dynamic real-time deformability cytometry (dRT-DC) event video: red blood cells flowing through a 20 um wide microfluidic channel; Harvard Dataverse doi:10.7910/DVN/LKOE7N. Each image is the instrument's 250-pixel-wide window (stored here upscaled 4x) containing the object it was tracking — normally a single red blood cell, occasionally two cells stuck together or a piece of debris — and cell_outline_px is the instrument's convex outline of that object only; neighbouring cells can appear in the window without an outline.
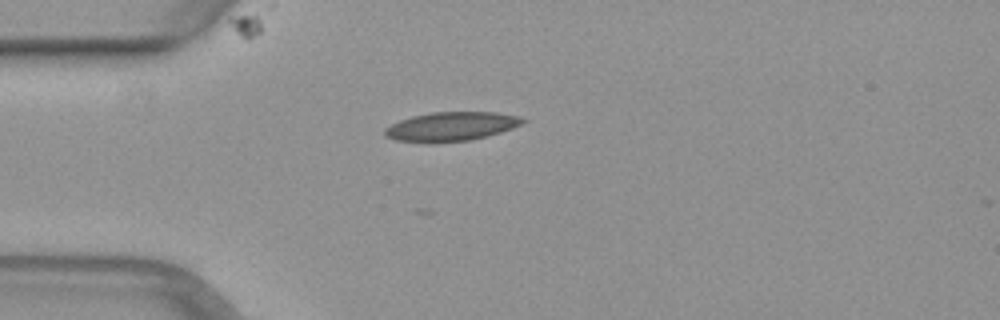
{"species": "common noctule bat (a hibernating species)", "species_latin": "Nyctalus noctula", "temperature_condition": "warm", "stored_images_in_passage": 39, "camera_frame_rate_fps": 3000, "um_per_image_px": 0.085, "animal": {"sex": "female", "body_mass_g": 29.2, "forearm_length_mm": 56.3}, "frame": {"image": 1, "passage_image": 1, "time_ms": 0.0, "image_size_px": [1000, 320], "cell_outline_px": [[528, 120], [512, 128], [488, 136], [472, 140], [432, 144], [428, 144], [392, 140], [384, 136], [384, 128], [400, 120], [412, 116], [432, 112], [496, 112], [520, 116]], "centroid_in_image_um": [38.31, 10.78], "position_along_channel_um": 46.7, "area_um2": 23.87}}
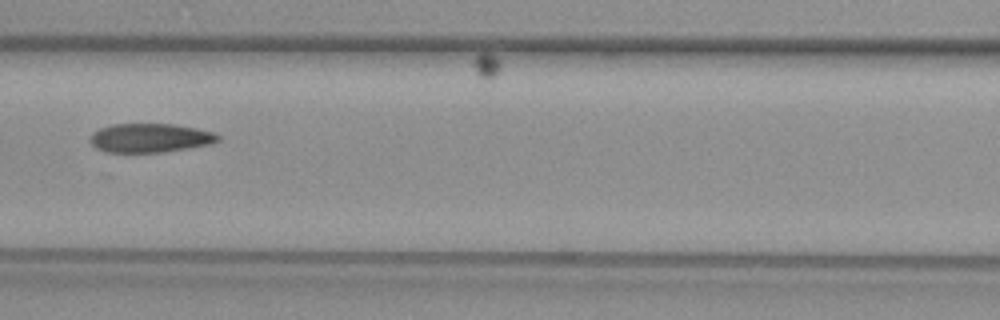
{"frame": {"image": 2, "passage_image": 10, "time_ms": 3.0, "image_size_px": [1000, 320], "cell_outline_px": [[220, 140], [212, 144], [188, 148], [160, 152], [104, 152], [96, 148], [88, 140], [92, 132], [100, 128], [112, 124], [172, 124], [196, 128], [216, 132], [220, 136]], "centroid_in_image_um": [12.76, 11.72], "position_along_channel_um": 153.8, "area_um2": 21.73}}
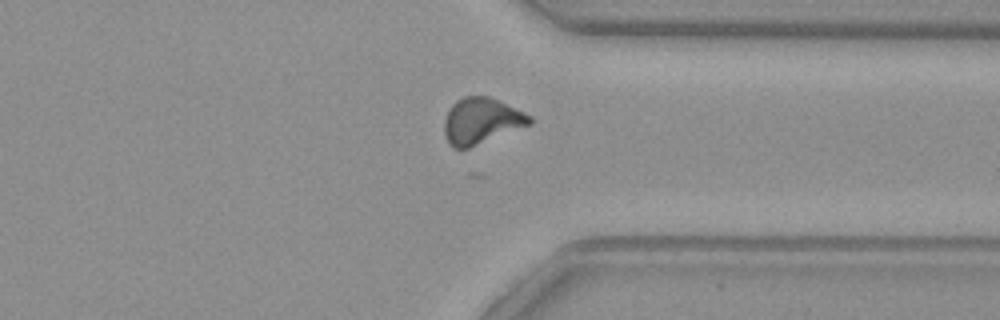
{"frame": {"image": 3, "passage_image": 26, "time_ms": 8.333, "image_size_px": [1000, 320], "cell_outline_px": [[532, 124], [468, 148], [452, 148], [448, 144], [444, 136], [444, 120], [448, 108], [456, 100], [464, 96], [488, 96], [524, 112], [532, 116]], "centroid_in_image_um": [40.88, 10.28], "position_along_channel_um": 370.5, "area_um2": 23.0}}